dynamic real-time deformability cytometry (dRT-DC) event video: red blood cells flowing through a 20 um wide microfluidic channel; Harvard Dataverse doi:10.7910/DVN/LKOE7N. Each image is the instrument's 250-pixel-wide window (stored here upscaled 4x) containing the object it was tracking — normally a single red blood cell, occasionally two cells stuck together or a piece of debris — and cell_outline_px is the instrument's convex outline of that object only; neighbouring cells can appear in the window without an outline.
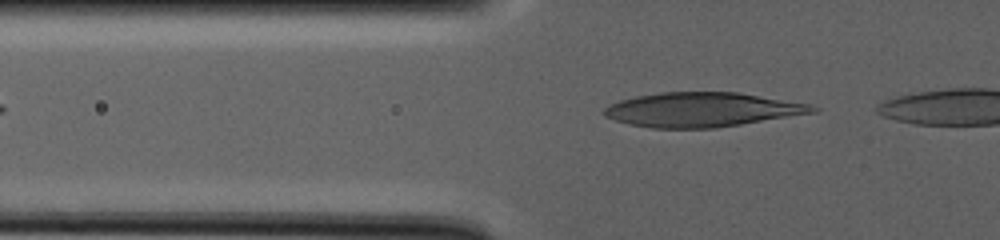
{"species": "human", "species_latin": "Homo sapiens", "temperature_condition": "warm", "stored_images_in_passage": 5, "camera_frame_rate_fps": 3000, "um_per_image_px": 0.085, "donor": {"sex": "male"}, "frame": {"image": 1, "passage_image": 2, "time_ms": 0.667, "image_size_px": [1000, 240], "cell_outline_px": [[820, 108], [816, 112], [716, 128], [652, 128], [628, 124], [604, 116], [604, 108], [608, 104], [620, 100], [636, 96], [660, 92], [736, 92], [812, 104]], "centroid_in_image_um": [59.66, 9.32], "position_along_channel_um": 66.1, "area_um2": 41.73}}